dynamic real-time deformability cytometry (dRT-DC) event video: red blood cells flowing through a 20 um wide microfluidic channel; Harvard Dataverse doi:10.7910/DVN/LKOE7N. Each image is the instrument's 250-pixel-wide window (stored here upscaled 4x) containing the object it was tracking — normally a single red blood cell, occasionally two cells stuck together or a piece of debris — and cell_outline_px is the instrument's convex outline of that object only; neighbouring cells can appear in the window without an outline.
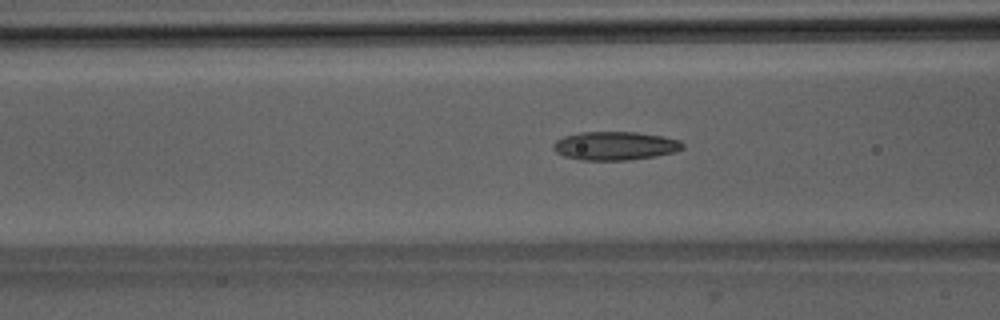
{"species": "Egyptian fruit bat (a non-hibernating species)", "species_latin": "Rousettus aegyptiacus", "temperature_condition": "room temperature", "stored_images_in_passage": 52, "camera_frame_rate_fps": 3000, "um_per_image_px": 0.085, "animal": {"sex": "male"}, "frame": {"image": 1, "passage_image": 21, "time_ms": 6.667, "image_size_px": [1000, 320], "cell_outline_px": [[684, 148], [676, 152], [628, 160], [580, 160], [564, 156], [556, 152], [552, 148], [552, 144], [556, 140], [564, 136], [580, 132], [636, 132], [660, 136], [680, 140], [684, 144]], "centroid_in_image_um": [52.25, 12.39], "position_along_channel_um": 114.3, "area_um2": 21.5}}
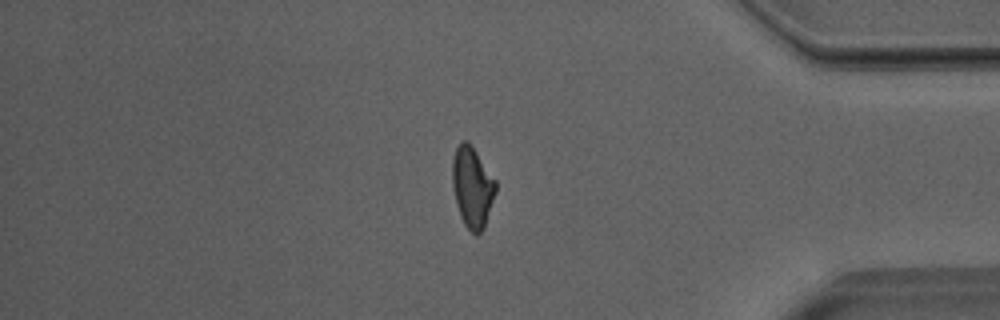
{"frame": {"image": 2, "passage_image": 44, "time_ms": 14.333, "image_size_px": [1000, 320], "cell_outline_px": [[496, 192], [484, 228], [476, 236], [464, 224], [460, 216], [456, 204], [452, 184], [452, 160], [456, 148], [460, 140], [468, 140], [472, 144], [496, 180]], "centroid_in_image_um": [40.14, 15.86], "position_along_channel_um": 395.1, "area_um2": 20.69}}
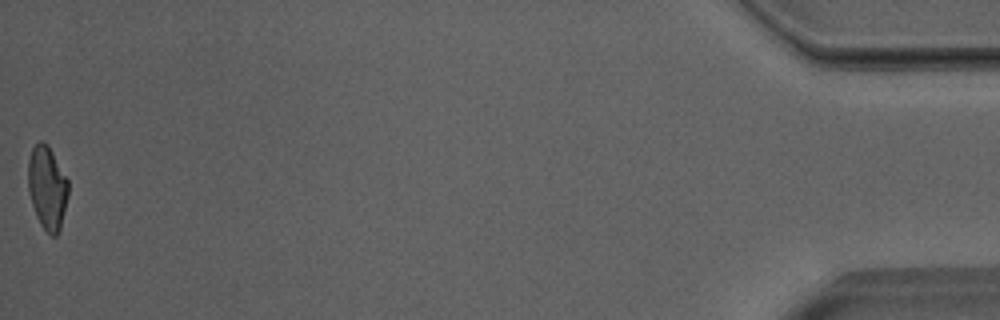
{"frame": {"image": 3, "passage_image": 52, "time_ms": 17.0, "image_size_px": [1000, 320], "cell_outline_px": [[68, 196], [60, 232], [56, 236], [52, 236], [40, 224], [36, 216], [28, 192], [28, 160], [32, 148], [40, 140], [48, 144], [68, 180]], "centroid_in_image_um": [4.02, 15.96], "position_along_channel_um": 431.2, "area_um2": 19.65}, "authors_computed_cell_mechanics": {"area_um2": 20.7502, "velocity_mm_per_s": 4.0233, "shape_relaxation_time_tau1_ms": 8.167, "shape_relaxation_time_tau2_ms": 2.1911, "deformation_change_tau1": 0.2172, "deformation_change_tau2": 0.1018}}